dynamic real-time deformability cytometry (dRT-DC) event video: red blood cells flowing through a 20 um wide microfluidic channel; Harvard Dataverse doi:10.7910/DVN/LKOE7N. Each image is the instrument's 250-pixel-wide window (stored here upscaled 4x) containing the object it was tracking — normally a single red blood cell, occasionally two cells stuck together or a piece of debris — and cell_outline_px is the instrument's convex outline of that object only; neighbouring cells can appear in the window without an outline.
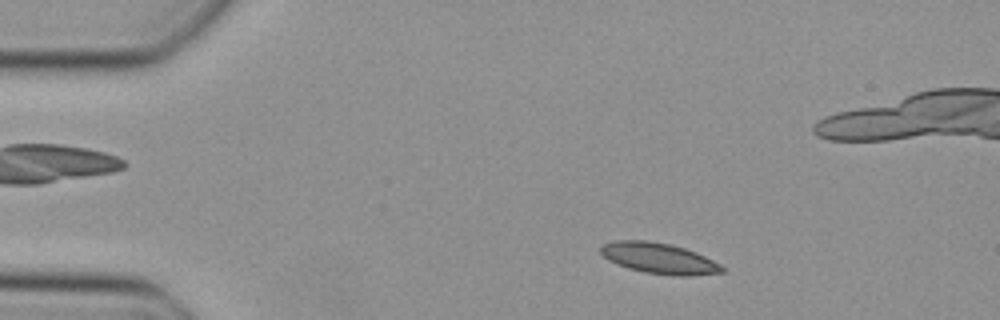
{"species": "Egyptian fruit bat (a non-hibernating species)", "species_latin": "Rousettus aegyptiacus", "temperature_condition": "cold", "stored_images_in_passage": 40, "camera_frame_rate_fps": 3000, "um_per_image_px": 0.085, "animal": {"sex": "female"}, "frame": {"image": 1, "passage_image": 6, "time_ms": 1.667, "image_size_px": [1000, 320], "cell_outline_px": [[724, 272], [688, 276], [676, 276], [644, 272], [628, 268], [616, 264], [608, 260], [600, 252], [600, 248], [604, 244], [616, 240], [648, 240], [668, 244], [684, 248], [696, 252], [720, 264], [724, 268]], "centroid_in_image_um": [56.0, 21.96], "position_along_channel_um": 29.0, "area_um2": 21.68}}
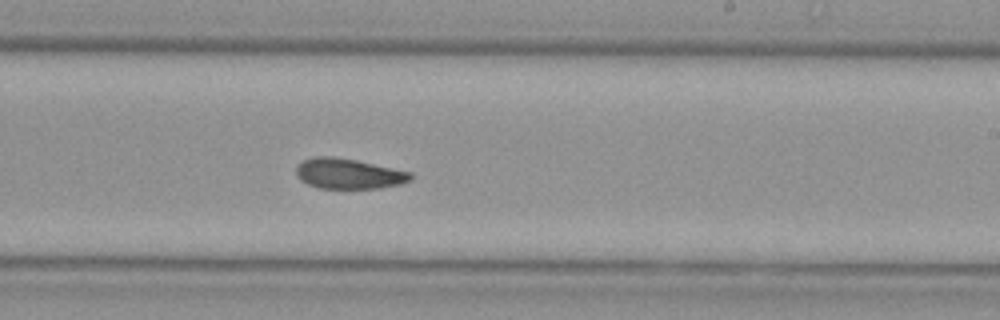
{"frame": {"image": 2, "passage_image": 27, "time_ms": 8.667, "image_size_px": [1000, 320], "cell_outline_px": [[412, 180], [400, 184], [380, 188], [316, 188], [300, 180], [296, 176], [296, 168], [304, 160], [312, 156], [332, 156], [356, 160], [412, 172]], "centroid_in_image_um": [29.62, 14.76], "position_along_channel_um": 259.4, "area_um2": 20.29}}
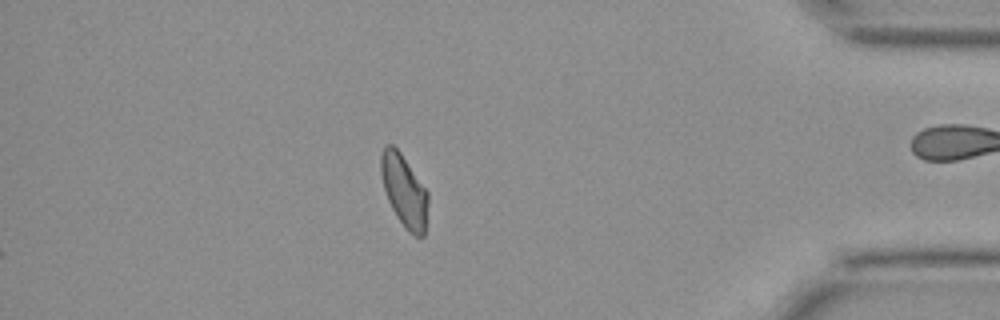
{"frame": {"image": 3, "passage_image": 40, "time_ms": 13.0, "image_size_px": [1000, 320], "cell_outline_px": [[428, 204], [424, 236], [416, 236], [408, 232], [396, 216], [388, 200], [384, 188], [380, 172], [380, 156], [384, 144], [392, 144], [400, 152], [428, 192]], "centroid_in_image_um": [34.34, 16.2], "position_along_channel_um": 400.9, "area_um2": 19.77}}